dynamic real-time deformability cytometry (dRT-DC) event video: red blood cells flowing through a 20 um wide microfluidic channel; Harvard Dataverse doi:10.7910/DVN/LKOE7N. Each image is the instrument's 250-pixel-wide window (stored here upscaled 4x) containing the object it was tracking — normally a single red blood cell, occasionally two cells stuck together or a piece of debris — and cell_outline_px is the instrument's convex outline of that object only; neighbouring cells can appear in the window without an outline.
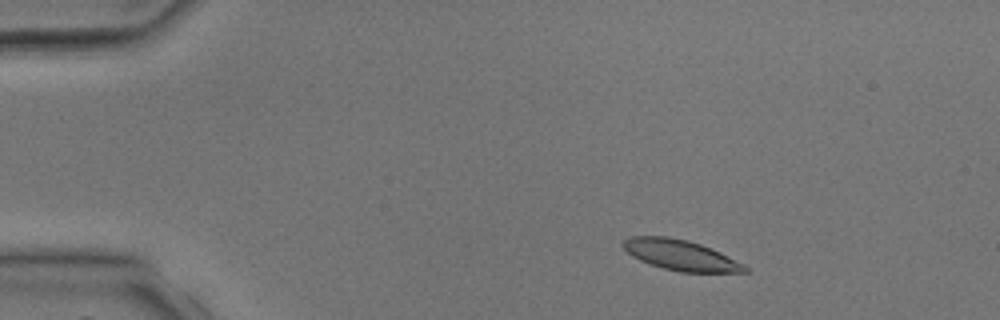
{"species": "common noctule bat (a hibernating species)", "species_latin": "Nyctalus noctula", "temperature_condition": "room temperature", "stored_images_in_passage": 4, "camera_frame_rate_fps": 3000, "um_per_image_px": 0.085, "animal": {"sex": "male", "body_mass_g": 17.9, "forearm_length_mm": 54.2}, "frame": {"image": 1, "passage_image": 2, "time_ms": 1.0, "image_size_px": [1000, 320], "cell_outline_px": [[748, 272], [680, 272], [664, 268], [640, 260], [632, 256], [620, 244], [624, 240], [632, 236], [668, 236], [688, 240], [700, 244], [720, 252], [744, 264], [748, 268]], "centroid_in_image_um": [57.85, 21.67], "position_along_channel_um": 27.2, "area_um2": 21.44}}
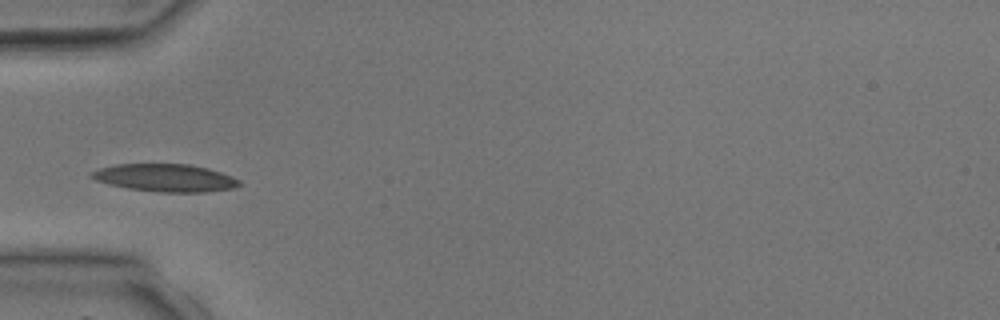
{"frame": {"image": 2, "passage_image": 4, "time_ms": 3.333, "image_size_px": [1000, 320], "cell_outline_px": [[244, 184], [232, 188], [204, 192], [160, 192], [128, 188], [108, 184], [96, 180], [88, 176], [88, 172], [100, 168], [116, 164], [188, 164], [208, 168], [232, 176], [240, 180]], "centroid_in_image_um": [14.03, 15.11], "position_along_channel_um": 71.0, "area_um2": 23.87}}